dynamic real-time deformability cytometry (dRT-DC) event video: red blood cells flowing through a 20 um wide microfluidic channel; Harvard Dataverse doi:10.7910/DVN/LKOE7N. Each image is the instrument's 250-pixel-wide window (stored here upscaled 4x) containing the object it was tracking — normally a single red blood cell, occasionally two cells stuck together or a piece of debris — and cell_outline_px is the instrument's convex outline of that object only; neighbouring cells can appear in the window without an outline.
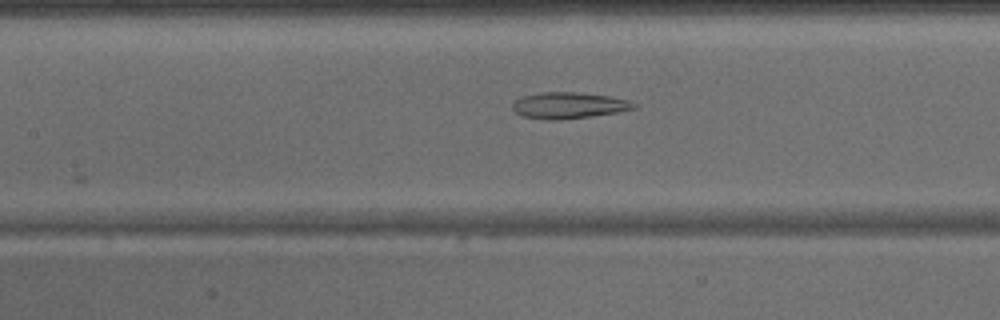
{"species": "common noctule bat (a hibernating species)", "species_latin": "Nyctalus noctula", "temperature_condition": "warm", "stored_images_in_passage": 19, "camera_frame_rate_fps": 3000, "um_per_image_px": 0.085, "animal": {"sex": "male", "body_mass_g": 15.6}, "frame": {"image": 1, "passage_image": 12, "time_ms": 3.667, "image_size_px": [1000, 320], "cell_outline_px": [[636, 108], [616, 112], [592, 116], [556, 120], [552, 120], [524, 116], [516, 112], [512, 108], [512, 104], [520, 96], [540, 92], [572, 92], [608, 96], [628, 100], [636, 104]], "centroid_in_image_um": [48.31, 8.95], "position_along_channel_um": 159.1, "area_um2": 18.32}}
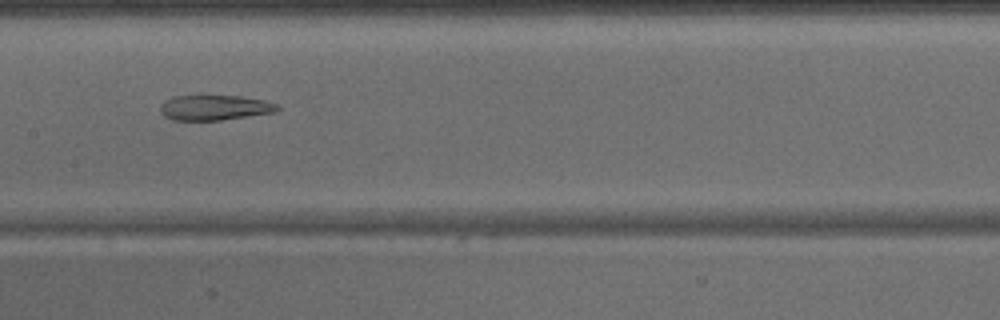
{"frame": {"image": 2, "passage_image": 14, "time_ms": 4.333, "image_size_px": [1000, 320], "cell_outline_px": [[280, 108], [276, 112], [220, 120], [172, 120], [164, 116], [160, 112], [160, 104], [164, 100], [172, 96], [240, 96], [268, 100], [276, 104]], "centroid_in_image_um": [18.23, 9.14], "position_along_channel_um": 189.2, "area_um2": 17.28}}
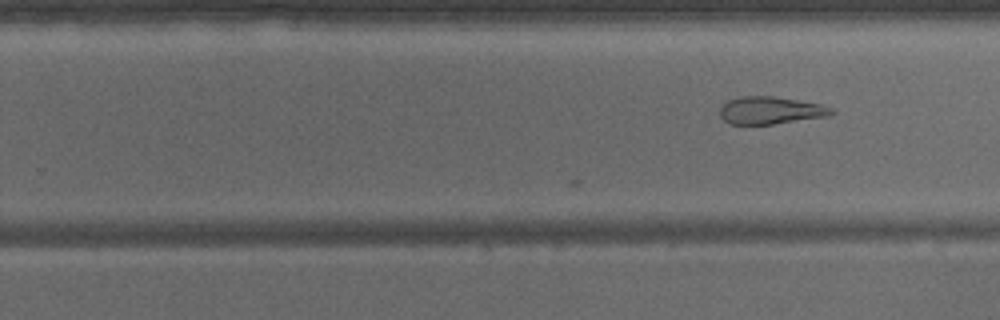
{"frame": {"image": 3, "passage_image": 19, "time_ms": 6.0, "image_size_px": [1000, 320], "cell_outline_px": [[836, 112], [828, 116], [772, 124], [728, 124], [720, 116], [720, 108], [728, 100], [740, 96], [772, 96], [820, 104], [832, 108]], "centroid_in_image_um": [65.47, 9.38], "position_along_channel_um": 264.3, "area_um2": 17.74}}